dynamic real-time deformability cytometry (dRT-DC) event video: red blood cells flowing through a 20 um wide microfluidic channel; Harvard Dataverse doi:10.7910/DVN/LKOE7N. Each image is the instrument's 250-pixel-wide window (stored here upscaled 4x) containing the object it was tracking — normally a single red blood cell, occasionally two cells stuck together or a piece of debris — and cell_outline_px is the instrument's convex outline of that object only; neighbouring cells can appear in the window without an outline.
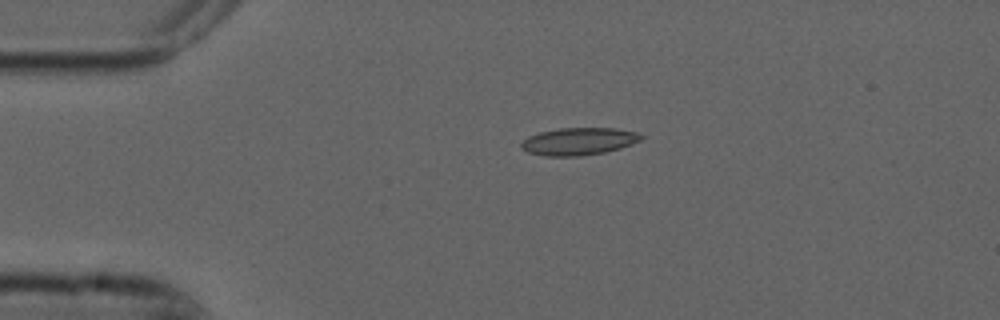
{"species": "common noctule bat (a hibernating species)", "species_latin": "Nyctalus noctula", "temperature_condition": "cold", "stored_images_in_passage": 4, "camera_frame_rate_fps": 3000, "um_per_image_px": 0.085, "animal": {"sex": "male", "forearm_length_mm": 52.5}, "frame": {"image": 1, "passage_image": 3, "time_ms": 0.667, "image_size_px": [1000, 320], "cell_outline_px": [[644, 136], [640, 140], [632, 144], [620, 148], [604, 152], [580, 156], [544, 156], [528, 152], [520, 148], [520, 144], [528, 136], [540, 132], [560, 128], [616, 128], [640, 132]], "centroid_in_image_um": [49.2, 12.01], "position_along_channel_um": 35.8, "area_um2": 19.25}}